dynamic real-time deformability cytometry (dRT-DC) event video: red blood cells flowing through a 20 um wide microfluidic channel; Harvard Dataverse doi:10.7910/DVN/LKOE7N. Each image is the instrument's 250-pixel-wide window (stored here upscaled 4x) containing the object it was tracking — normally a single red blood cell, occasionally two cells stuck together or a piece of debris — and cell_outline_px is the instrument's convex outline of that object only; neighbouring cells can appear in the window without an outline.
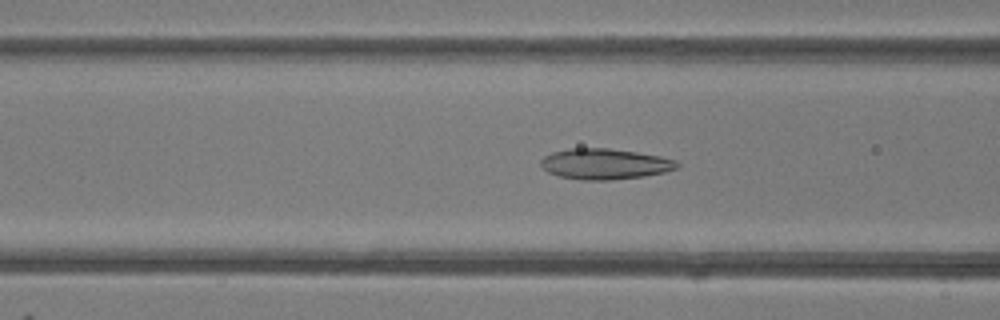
{"species": "common noctule bat (a hibernating species)", "species_latin": "Nyctalus noctula", "temperature_condition": "room temperature", "stored_images_in_passage": 30, "camera_frame_rate_fps": 3000, "um_per_image_px": 0.085, "animal": {"sex": "female"}, "frame": {"image": 1, "passage_image": 11, "time_ms": 3.333, "image_size_px": [1000, 320], "cell_outline_px": [[680, 164], [676, 168], [664, 172], [644, 176], [612, 180], [580, 180], [560, 176], [548, 172], [540, 164], [540, 160], [544, 156], [552, 152], [568, 148], [608, 148], [636, 152], [660, 156], [676, 160]], "centroid_in_image_um": [51.39, 13.93], "position_along_channel_um": 115.2, "area_um2": 24.39}}
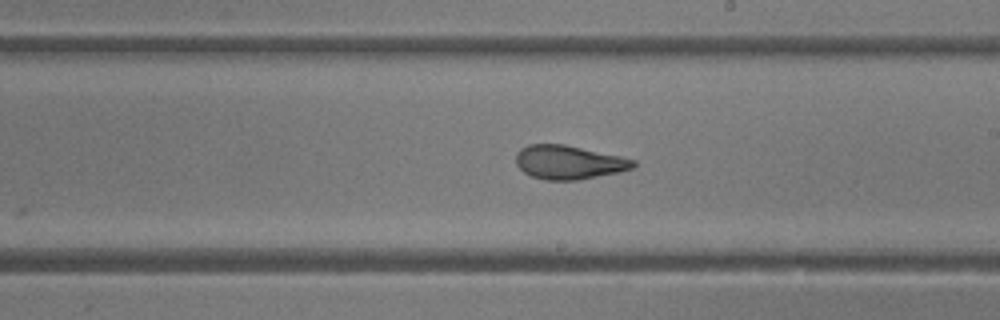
{"frame": {"image": 2, "passage_image": 20, "time_ms": 6.333, "image_size_px": [1000, 320], "cell_outline_px": [[636, 164], [632, 168], [616, 172], [580, 180], [544, 180], [532, 176], [524, 172], [516, 164], [516, 152], [520, 148], [528, 144], [564, 144], [620, 156], [636, 160]], "centroid_in_image_um": [48.31, 13.79], "position_along_channel_um": 240.7, "area_um2": 23.06}}
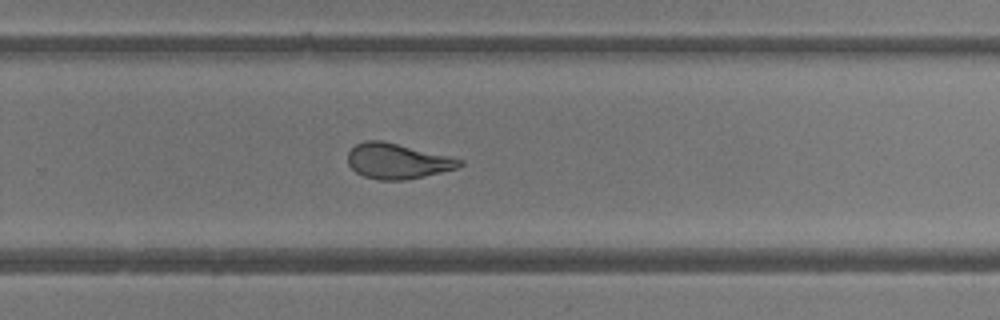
{"frame": {"image": 3, "passage_image": 24, "time_ms": 7.667, "image_size_px": [1000, 320], "cell_outline_px": [[464, 164], [456, 168], [424, 176], [404, 180], [380, 180], [364, 176], [356, 172], [348, 164], [348, 152], [356, 144], [364, 140], [380, 140], [452, 156], [464, 160]], "centroid_in_image_um": [33.79, 13.68], "position_along_channel_um": 296.0, "area_um2": 23.0}, "authors_computed_cell_mechanics": {"area_um2": 23.2645, "velocity_mm_per_s": 4.1694, "shape_relaxation_time_tau1_ms": 7.0201, "shape_relaxation_time_tau2_ms": 1.3984, "deformation_change_tau1": 0.1985, "deformation_change_tau2": 0.0881}}